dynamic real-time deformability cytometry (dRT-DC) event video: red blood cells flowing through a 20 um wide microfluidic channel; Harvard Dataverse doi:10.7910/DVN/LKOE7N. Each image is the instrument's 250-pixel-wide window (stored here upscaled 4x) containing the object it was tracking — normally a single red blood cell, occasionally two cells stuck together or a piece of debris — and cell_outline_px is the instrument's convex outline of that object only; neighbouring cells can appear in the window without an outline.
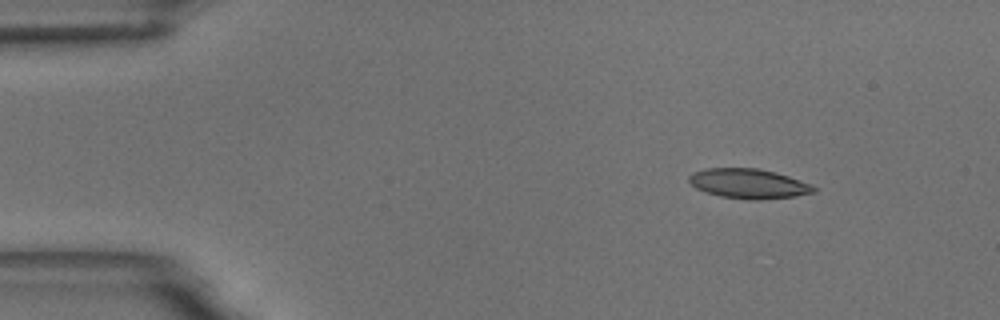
{"species": "common noctule bat (a hibernating species)", "species_latin": "Nyctalus noctula", "temperature_condition": "room temperature", "stored_images_in_passage": 19, "camera_frame_rate_fps": 3000, "um_per_image_px": 0.085, "animal": {"sex": "male", "body_mass_g": 18.8}, "frame": {"image": 1, "passage_image": 1, "time_ms": 0.0, "image_size_px": [1000, 320], "cell_outline_px": [[816, 192], [796, 196], [760, 200], [752, 200], [720, 196], [704, 192], [696, 188], [688, 180], [688, 176], [692, 172], [704, 168], [756, 168], [776, 172], [788, 176], [808, 184], [816, 188]], "centroid_in_image_um": [63.59, 15.61], "position_along_channel_um": 21.4, "area_um2": 21.62}}
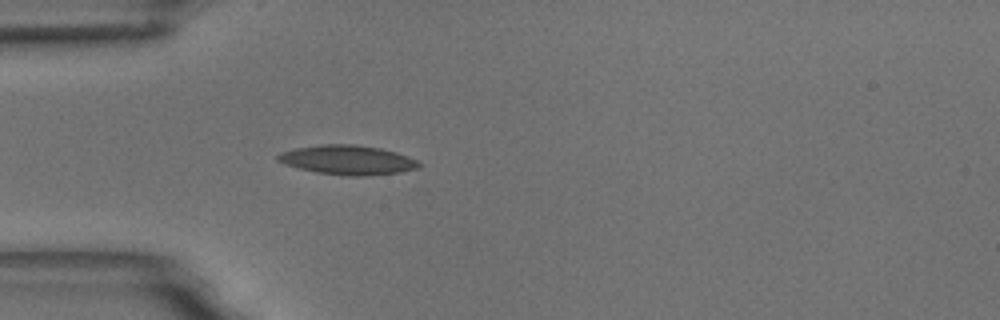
{"frame": {"image": 2, "passage_image": 10, "time_ms": 3.0, "image_size_px": [1000, 320], "cell_outline_px": [[424, 164], [416, 168], [400, 172], [364, 176], [348, 176], [316, 172], [284, 164], [276, 160], [276, 156], [280, 152], [296, 148], [324, 144], [356, 144], [380, 148], [396, 152], [408, 156]], "centroid_in_image_um": [29.55, 13.59], "position_along_channel_um": 55.5, "area_um2": 24.16}}
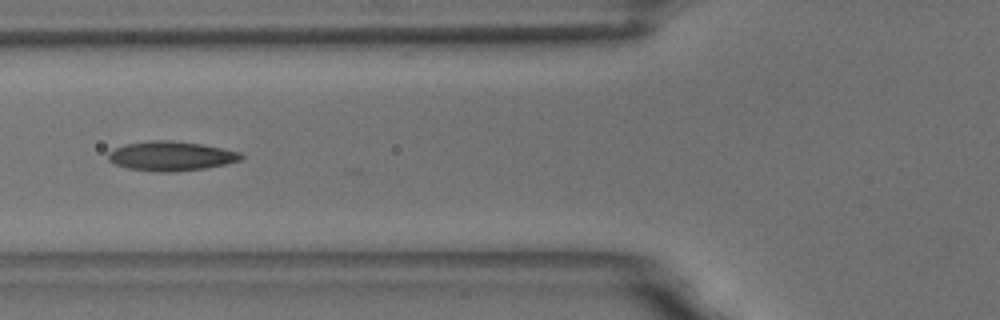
{"frame": {"image": 3, "passage_image": 15, "time_ms": 4.667, "image_size_px": [1000, 320], "cell_outline_px": [[244, 156], [240, 160], [224, 164], [204, 168], [176, 172], [156, 172], [128, 168], [116, 164], [108, 160], [108, 152], [116, 148], [128, 144], [152, 140], [172, 140], [204, 144], [240, 152]], "centroid_in_image_um": [14.55, 13.26], "position_along_channel_um": 111.3, "area_um2": 22.72}}